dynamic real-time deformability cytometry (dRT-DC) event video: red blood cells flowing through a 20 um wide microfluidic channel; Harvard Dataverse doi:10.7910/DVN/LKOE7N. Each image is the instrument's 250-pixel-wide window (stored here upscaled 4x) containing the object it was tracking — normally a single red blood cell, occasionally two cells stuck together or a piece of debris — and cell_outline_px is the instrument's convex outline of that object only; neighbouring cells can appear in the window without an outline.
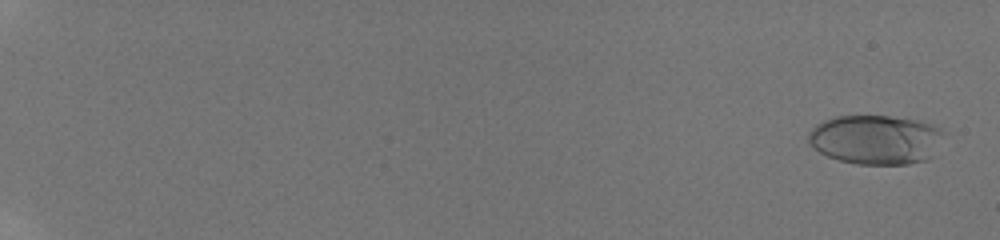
{"species": "human", "species_latin": "Homo sapiens", "temperature_condition": "room temperature", "stored_images_in_passage": 28, "camera_frame_rate_fps": 3000, "um_per_image_px": 0.085, "donor": {"sex": "male"}, "frame": {"image": 1, "passage_image": 3, "time_ms": 0.667, "image_size_px": [1000, 240], "cell_outline_px": [[944, 132], [924, 160], [908, 164], [856, 164], [840, 160], [828, 156], [820, 152], [808, 140], [808, 132], [816, 124], [824, 120], [836, 116], [888, 116], [916, 120], [932, 124], [940, 128]], "centroid_in_image_um": [74.36, 11.85], "position_along_channel_um": 10.6, "area_um2": 38.15}}
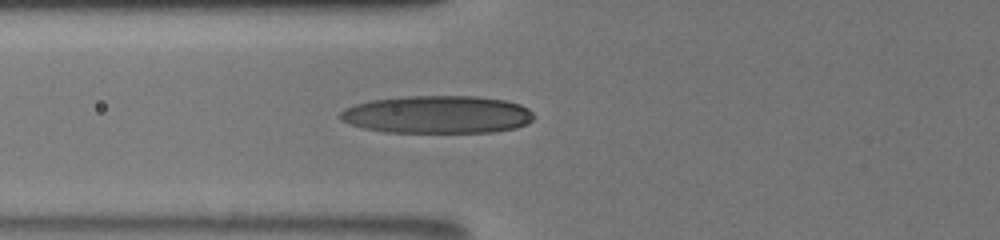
{"frame": {"image": 2, "passage_image": 17, "time_ms": 8.667, "image_size_px": [1000, 240], "cell_outline_px": [[532, 120], [516, 128], [492, 132], [384, 132], [364, 128], [340, 120], [340, 112], [344, 108], [356, 104], [372, 100], [408, 96], [476, 96], [504, 100], [520, 104], [528, 108], [532, 112]], "centroid_in_image_um": [37.17, 9.73], "position_along_channel_um": 88.6, "area_um2": 42.43}}
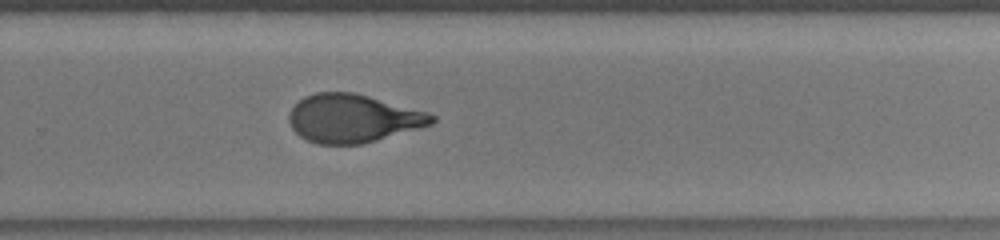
{"frame": {"image": 3, "passage_image": 28, "time_ms": 14.0, "image_size_px": [1000, 240], "cell_outline_px": [[436, 120], [432, 124], [420, 128], [376, 140], [360, 144], [320, 144], [308, 140], [300, 136], [292, 128], [288, 120], [288, 116], [292, 108], [304, 96], [316, 92], [356, 92], [428, 112], [436, 116]], "centroid_in_image_um": [30.01, 10.05], "position_along_channel_um": 299.8, "area_um2": 40.11}}